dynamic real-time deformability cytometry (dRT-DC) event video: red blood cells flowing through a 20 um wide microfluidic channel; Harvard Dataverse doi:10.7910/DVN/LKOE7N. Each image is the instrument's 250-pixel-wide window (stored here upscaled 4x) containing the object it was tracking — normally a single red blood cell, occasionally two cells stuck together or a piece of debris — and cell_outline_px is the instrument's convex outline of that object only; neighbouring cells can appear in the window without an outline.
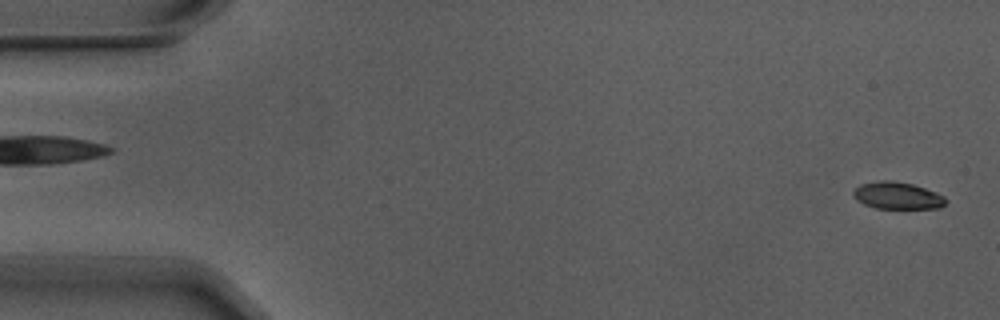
{"species": "Egyptian fruit bat (a non-hibernating species)", "species_latin": "Rousettus aegyptiacus", "temperature_condition": "warm", "stored_images_in_passage": 5, "camera_frame_rate_fps": 3000, "um_per_image_px": 0.085, "animal": {"sex": "male"}, "frame": {"image": 1, "passage_image": 1, "time_ms": 0.0, "image_size_px": [1000, 320], "cell_outline_px": [[948, 200], [940, 208], [876, 208], [864, 204], [856, 200], [852, 196], [852, 192], [860, 184], [880, 180], [892, 180], [912, 184], [936, 192], [944, 196]], "centroid_in_image_um": [76.26, 16.62], "position_along_channel_um": 8.7, "area_um2": 14.62}}
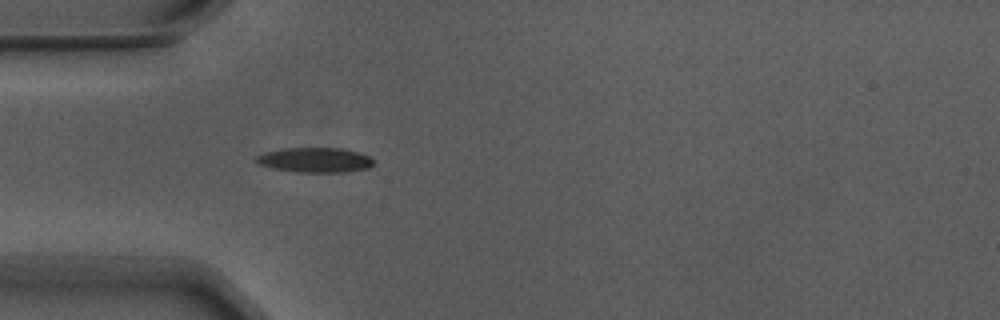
{"frame": {"image": 2, "passage_image": 5, "time_ms": 1.333, "image_size_px": [1000, 320], "cell_outline_px": [[376, 164], [368, 168], [344, 172], [300, 172], [272, 168], [260, 164], [256, 160], [256, 156], [264, 152], [280, 148], [340, 148], [356, 152], [368, 156], [376, 160]], "centroid_in_image_um": [26.8, 13.59], "position_along_channel_um": 58.2, "area_um2": 16.99}}